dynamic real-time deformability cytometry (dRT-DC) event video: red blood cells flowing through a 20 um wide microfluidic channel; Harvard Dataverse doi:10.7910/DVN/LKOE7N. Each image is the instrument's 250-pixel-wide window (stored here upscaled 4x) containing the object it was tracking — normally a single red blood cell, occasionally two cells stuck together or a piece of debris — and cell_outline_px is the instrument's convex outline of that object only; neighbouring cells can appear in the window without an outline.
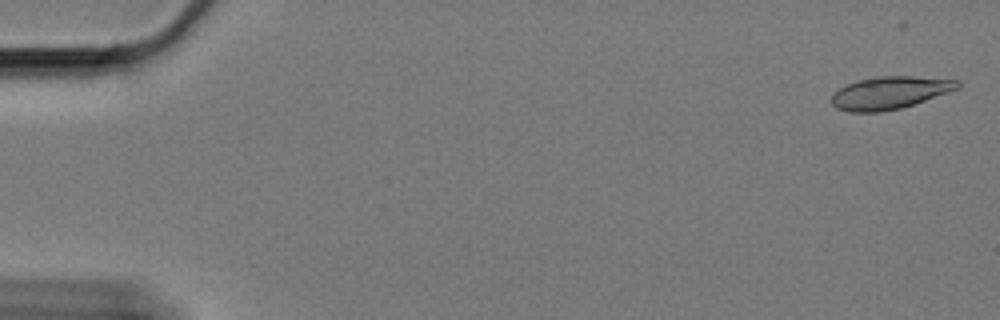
{"species": "Egyptian fruit bat (a non-hibernating species)", "species_latin": "Rousettus aegyptiacus", "temperature_condition": "cold", "stored_images_in_passage": 24, "camera_frame_rate_fps": 3000, "um_per_image_px": 0.085, "animal": {"sex": "female"}, "frame": {"image": 1, "passage_image": 3, "time_ms": 0.667, "image_size_px": [1000, 320], "cell_outline_px": [[960, 88], [900, 108], [880, 112], [848, 112], [836, 108], [832, 104], [832, 96], [840, 88], [848, 84], [860, 80], [880, 76], [912, 76], [960, 80]], "centroid_in_image_um": [75.64, 7.89], "position_along_channel_um": 9.4, "area_um2": 23.58}}
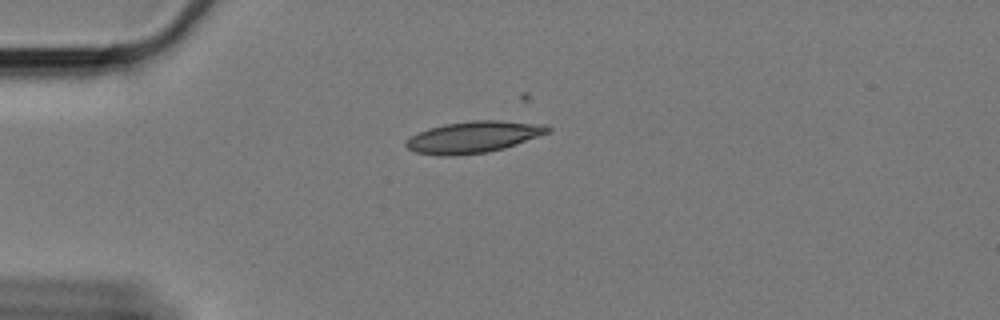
{"frame": {"image": 2, "passage_image": 17, "time_ms": 5.333, "image_size_px": [1000, 320], "cell_outline_px": [[552, 132], [504, 148], [488, 152], [456, 156], [440, 156], [416, 152], [408, 148], [404, 144], [412, 136], [428, 128], [444, 124], [472, 120], [500, 120], [548, 124], [552, 128]], "centroid_in_image_um": [40.32, 11.64], "position_along_channel_um": 44.7, "area_um2": 26.3}}
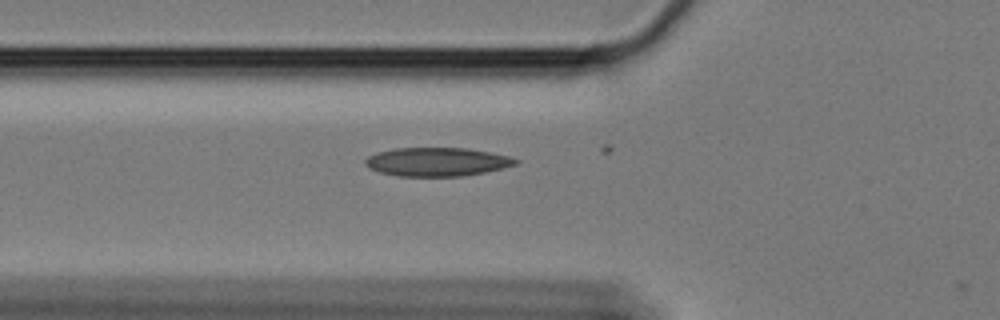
{"frame": {"image": 3, "passage_image": 23, "time_ms": 7.333, "image_size_px": [1000, 320], "cell_outline_px": [[520, 160], [516, 164], [484, 172], [464, 176], [400, 176], [380, 172], [368, 168], [364, 164], [364, 160], [368, 156], [376, 152], [396, 148], [468, 148], [492, 152], [508, 156]], "centroid_in_image_um": [37.12, 13.75], "position_along_channel_um": 88.7, "area_um2": 25.09}}